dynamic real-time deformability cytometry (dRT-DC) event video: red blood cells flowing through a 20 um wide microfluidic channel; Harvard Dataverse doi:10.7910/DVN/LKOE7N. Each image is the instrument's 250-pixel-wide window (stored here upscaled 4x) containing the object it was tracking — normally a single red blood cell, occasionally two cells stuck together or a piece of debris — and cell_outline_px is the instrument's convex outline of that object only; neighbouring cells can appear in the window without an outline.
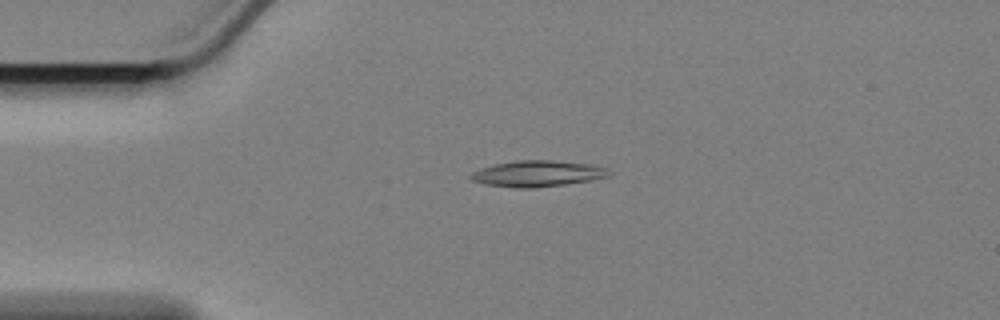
{"species": "Egyptian fruit bat (a non-hibernating species)", "species_latin": "Rousettus aegyptiacus", "temperature_condition": "cold", "stored_images_in_passage": 48, "camera_frame_rate_fps": 3000, "um_per_image_px": 0.085, "animal": {"sex": "female"}, "frame": {"image": 1, "passage_image": 2, "time_ms": 0.333, "image_size_px": [1000, 320], "cell_outline_px": [[612, 172], [608, 176], [592, 180], [564, 184], [532, 188], [516, 188], [484, 184], [472, 180], [468, 176], [472, 172], [480, 168], [492, 164], [516, 160], [552, 160], [592, 164], [608, 168]], "centroid_in_image_um": [45.68, 14.75], "position_along_channel_um": 39.3, "area_um2": 21.21}}
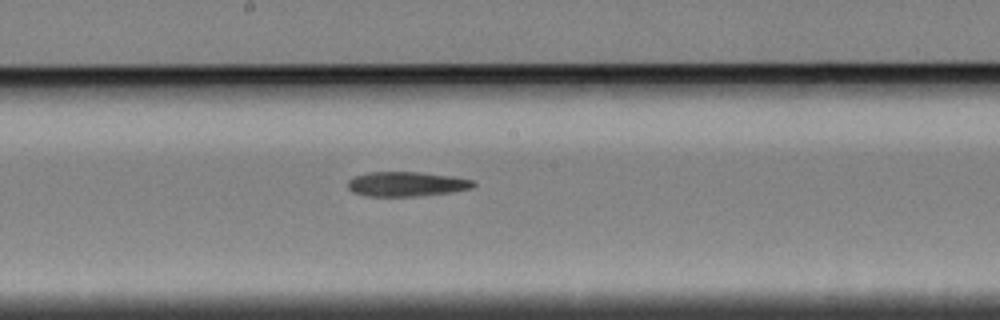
{"frame": {"image": 2, "passage_image": 20, "time_ms": 6.333, "image_size_px": [1000, 320], "cell_outline_px": [[476, 184], [472, 188], [452, 192], [420, 196], [364, 196], [352, 192], [348, 188], [348, 180], [356, 176], [368, 172], [416, 172], [452, 176], [472, 180]], "centroid_in_image_um": [34.54, 15.65], "position_along_channel_um": 213.7, "area_um2": 18.03}}
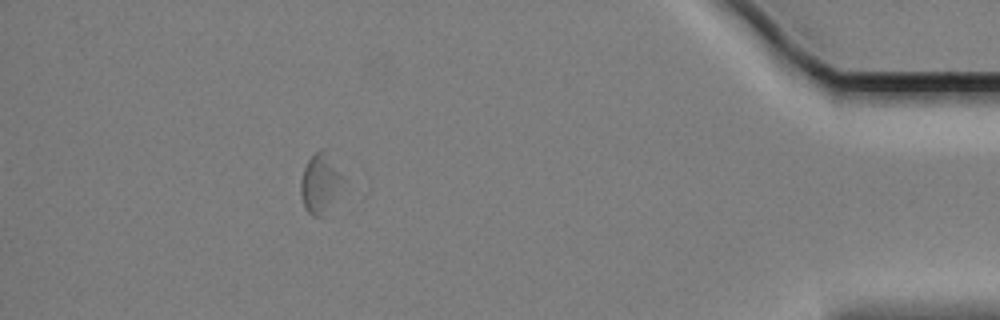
{"frame": {"image": 3, "passage_image": 42, "time_ms": 13.667, "image_size_px": [1000, 320], "cell_outline_px": [[340, 176], [332, 196], [320, 216], [312, 216], [304, 208], [300, 192], [300, 180], [304, 168], [308, 160], [316, 152], [324, 148]], "centroid_in_image_um": [27.05, 15.54], "position_along_channel_um": 408.2, "area_um2": 12.95}, "authors_computed_cell_mechanics": {"area_um2": 18.1781, "velocity_mm_per_s": 3.325, "shape_relaxation_time_tau1_ms": 2.3441, "shape_relaxation_time_tau2_ms": null, "deformation_change_tau1": 0.0568, "deformation_change_tau2": null}}